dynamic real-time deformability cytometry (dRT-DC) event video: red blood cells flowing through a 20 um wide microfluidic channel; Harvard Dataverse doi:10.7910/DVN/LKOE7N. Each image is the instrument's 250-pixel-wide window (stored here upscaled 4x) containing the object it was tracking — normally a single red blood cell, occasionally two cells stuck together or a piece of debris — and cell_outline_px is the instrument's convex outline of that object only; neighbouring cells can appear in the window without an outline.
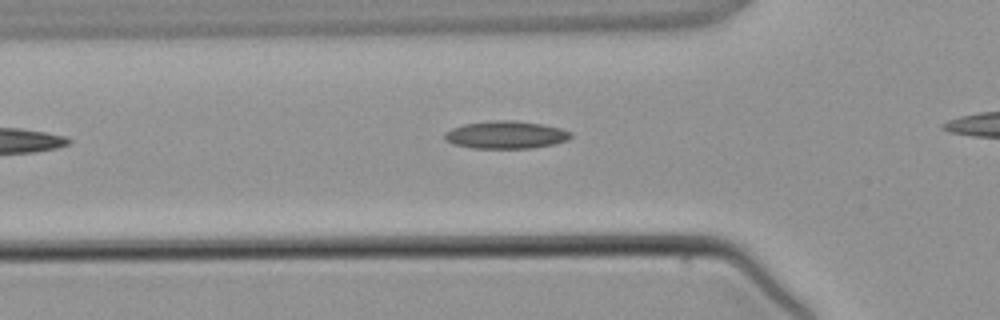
{"species": "common noctule bat (a hibernating species)", "species_latin": "Nyctalus noctula", "temperature_condition": "warm", "stored_images_in_passage": 4, "segment_of_instrument_passage": [1, 2], "camera_frame_rate_fps": 3000, "um_per_image_px": 0.085, "animal": {"sex": "male", "body_mass_g": 21.5, "forearm_length_mm": 52.0}, "frame": {"image": 1, "passage_image": 3, "time_ms": 2.333, "image_size_px": [1000, 320], "cell_outline_px": [[572, 136], [568, 140], [552, 144], [532, 148], [472, 148], [452, 144], [444, 140], [444, 132], [452, 128], [464, 124], [492, 120], [516, 120], [540, 124], [560, 128], [572, 132]], "centroid_in_image_um": [42.97, 11.46], "position_along_channel_um": 82.8, "area_um2": 20.4}}